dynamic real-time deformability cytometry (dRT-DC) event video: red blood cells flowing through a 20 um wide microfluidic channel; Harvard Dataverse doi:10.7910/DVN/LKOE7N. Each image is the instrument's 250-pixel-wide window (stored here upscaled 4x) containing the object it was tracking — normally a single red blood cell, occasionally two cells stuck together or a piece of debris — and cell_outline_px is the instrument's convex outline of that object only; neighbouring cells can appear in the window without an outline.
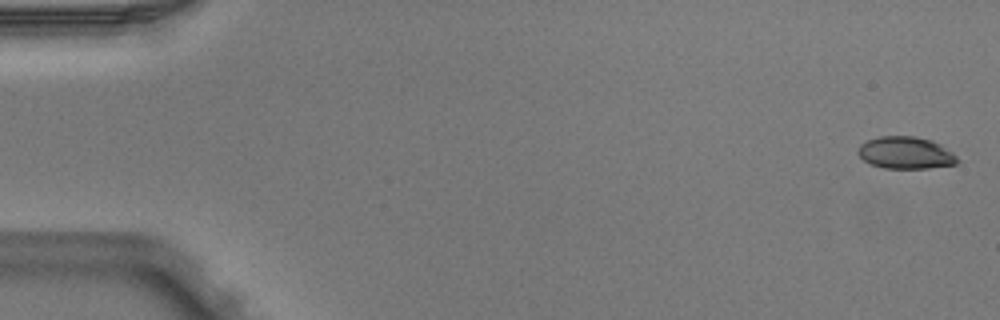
{"species": "Egyptian fruit bat (a non-hibernating species)", "species_latin": "Rousettus aegyptiacus", "temperature_condition": "warm", "stored_images_in_passage": 4, "camera_frame_rate_fps": 3000, "um_per_image_px": 0.085, "animal": {"sex": "male"}, "frame": {"image": 1, "passage_image": 1, "time_ms": 0.0, "image_size_px": [1000, 320], "cell_outline_px": [[960, 160], [956, 164], [928, 168], [884, 168], [872, 164], [864, 160], [860, 156], [860, 144], [868, 140], [880, 136], [916, 136], [932, 140], [940, 144], [952, 152]], "centroid_in_image_um": [77.02, 12.98], "position_along_channel_um": 8.0, "area_um2": 18.44}}
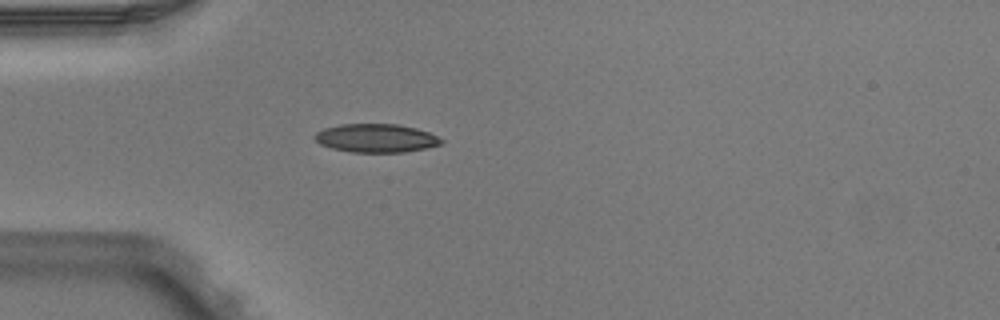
{"frame": {"image": 2, "passage_image": 4, "time_ms": 1.0, "image_size_px": [1000, 320], "cell_outline_px": [[444, 140], [440, 144], [424, 148], [404, 152], [352, 152], [332, 148], [320, 144], [312, 136], [316, 132], [324, 128], [340, 124], [396, 124], [416, 128], [428, 132]], "centroid_in_image_um": [31.93, 11.73], "position_along_channel_um": 53.1, "area_um2": 20.87}}